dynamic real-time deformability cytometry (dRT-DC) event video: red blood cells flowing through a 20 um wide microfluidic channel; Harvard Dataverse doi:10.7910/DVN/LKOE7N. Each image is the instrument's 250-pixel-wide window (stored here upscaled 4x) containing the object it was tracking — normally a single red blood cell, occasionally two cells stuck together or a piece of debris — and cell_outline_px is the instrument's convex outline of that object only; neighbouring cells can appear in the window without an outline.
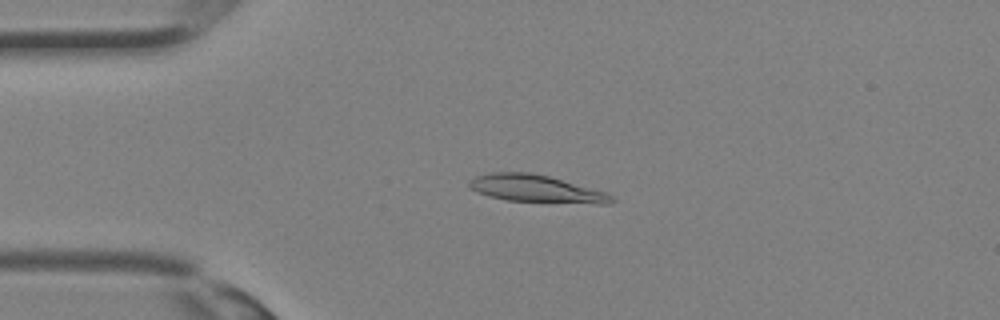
{"species": "Egyptian fruit bat (a non-hibernating species)", "species_latin": "Rousettus aegyptiacus", "temperature_condition": "room temperature", "stored_images_in_passage": 27, "camera_frame_rate_fps": 3000, "um_per_image_px": 0.085, "animal": {"sex": "female"}, "frame": {"image": 1, "passage_image": 1, "time_ms": 0.0, "image_size_px": [1000, 320], "cell_outline_px": [[616, 200], [608, 204], [596, 204], [504, 200], [488, 196], [472, 188], [468, 184], [468, 180], [476, 176], [492, 172], [528, 172], [548, 176], [604, 192], [612, 196]], "centroid_in_image_um": [45.55, 16.05], "position_along_channel_um": 39.4, "area_um2": 22.43}}
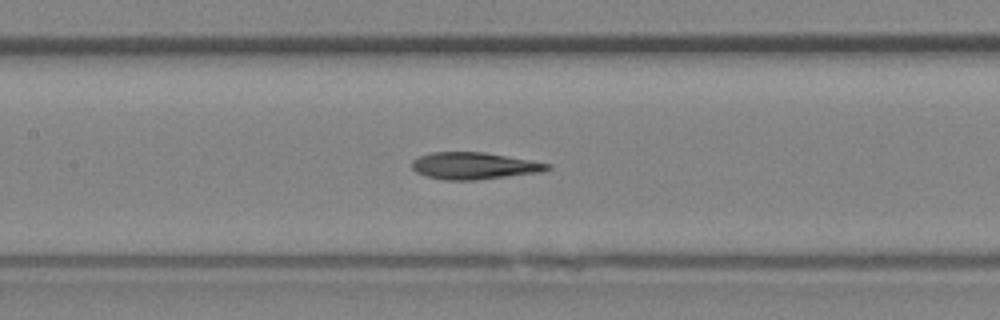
{"frame": {"image": 2, "passage_image": 9, "time_ms": 2.667, "image_size_px": [1000, 320], "cell_outline_px": [[552, 168], [544, 172], [476, 180], [444, 180], [428, 176], [416, 172], [412, 168], [412, 160], [420, 156], [432, 152], [484, 152], [528, 160], [548, 164]], "centroid_in_image_um": [40.29, 14.1], "position_along_channel_um": 167.1, "area_um2": 21.1}}
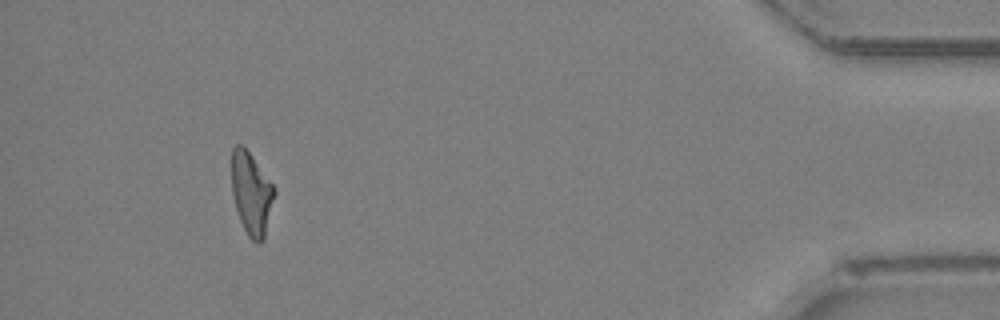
{"frame": {"image": 3, "passage_image": 25, "time_ms": 8.0, "image_size_px": [1000, 320], "cell_outline_px": [[276, 192], [264, 240], [260, 244], [256, 244], [248, 236], [240, 220], [236, 208], [232, 192], [232, 148], [236, 144], [244, 144], [276, 188]], "centroid_in_image_um": [21.39, 16.43], "position_along_channel_um": 413.8, "area_um2": 20.87}}